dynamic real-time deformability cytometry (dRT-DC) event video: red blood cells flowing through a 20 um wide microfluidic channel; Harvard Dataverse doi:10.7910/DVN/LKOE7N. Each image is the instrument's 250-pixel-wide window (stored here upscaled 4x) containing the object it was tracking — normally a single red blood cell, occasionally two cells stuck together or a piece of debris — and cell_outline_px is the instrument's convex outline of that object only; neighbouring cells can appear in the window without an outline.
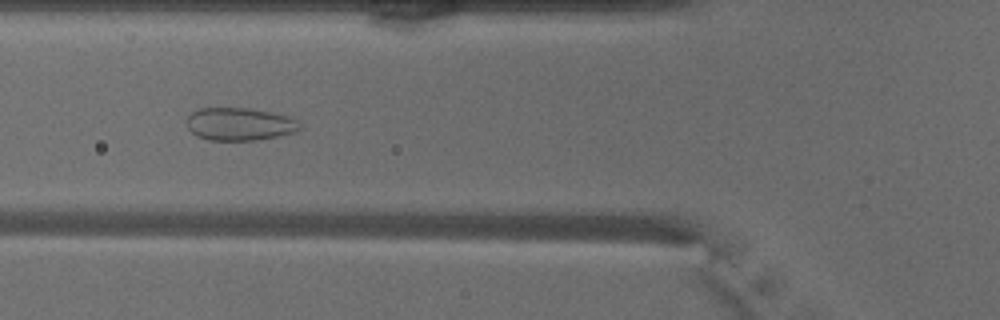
{"species": "common noctule bat (a hibernating species)", "species_latin": "Nyctalus noctula", "temperature_condition": "warm", "stored_images_in_passage": 47, "camera_frame_rate_fps": 3000, "um_per_image_px": 0.085, "animal": {"sex": "male", "body_mass_g": 18.8}, "frame": {"image": 1, "passage_image": 16, "time_ms": 5.0, "image_size_px": [1000, 320], "cell_outline_px": [[300, 128], [296, 132], [256, 140], [208, 140], [196, 136], [188, 128], [184, 120], [192, 112], [200, 108], [248, 108], [272, 112], [288, 116], [296, 120], [300, 124]], "centroid_in_image_um": [20.33, 10.54], "position_along_channel_um": 105.5, "area_um2": 21.68}}
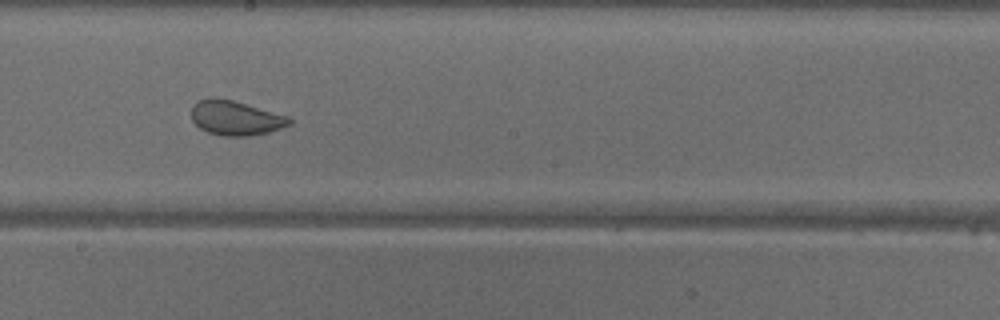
{"frame": {"image": 2, "passage_image": 25, "time_ms": 8.0, "image_size_px": [1000, 320], "cell_outline_px": [[292, 124], [268, 132], [248, 136], [224, 136], [208, 132], [200, 128], [192, 120], [192, 104], [196, 100], [216, 96], [232, 100], [288, 116], [292, 120]], "centroid_in_image_um": [19.99, 10.01], "position_along_channel_um": 228.2, "area_um2": 19.77}}
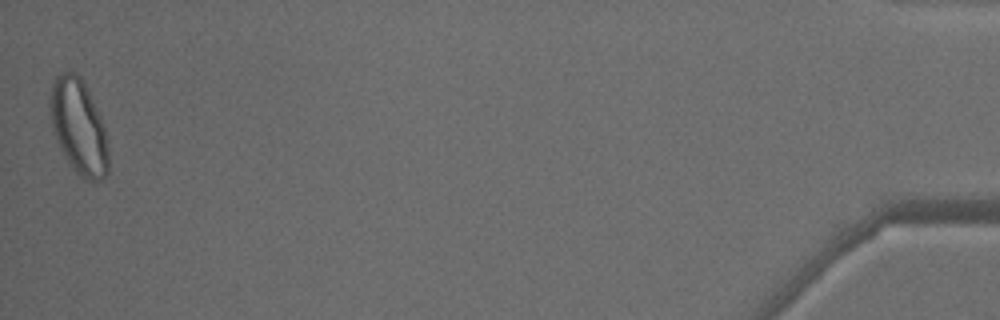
{"frame": {"image": 3, "passage_image": 47, "time_ms": 15.333, "image_size_px": [1000, 320], "cell_outline_px": [[108, 172], [100, 180], [88, 180], [80, 176], [68, 164], [56, 140], [52, 128], [48, 108], [48, 104], [52, 84], [56, 76], [60, 72], [72, 72], [84, 84], [100, 116], [104, 128], [108, 148]], "centroid_in_image_um": [6.65, 10.81], "position_along_channel_um": 428.6, "area_um2": 32.02}, "authors_computed_cell_mechanics": {"area_um2": 25.143, "velocity_mm_per_s": 4.0823, "shape_relaxation_time_tau1_ms": 6.1536, "shape_relaxation_time_tau2_ms": 0.6158, "deformation_change_tau1": 0.1055, "deformation_change_tau2": 0.0618}}